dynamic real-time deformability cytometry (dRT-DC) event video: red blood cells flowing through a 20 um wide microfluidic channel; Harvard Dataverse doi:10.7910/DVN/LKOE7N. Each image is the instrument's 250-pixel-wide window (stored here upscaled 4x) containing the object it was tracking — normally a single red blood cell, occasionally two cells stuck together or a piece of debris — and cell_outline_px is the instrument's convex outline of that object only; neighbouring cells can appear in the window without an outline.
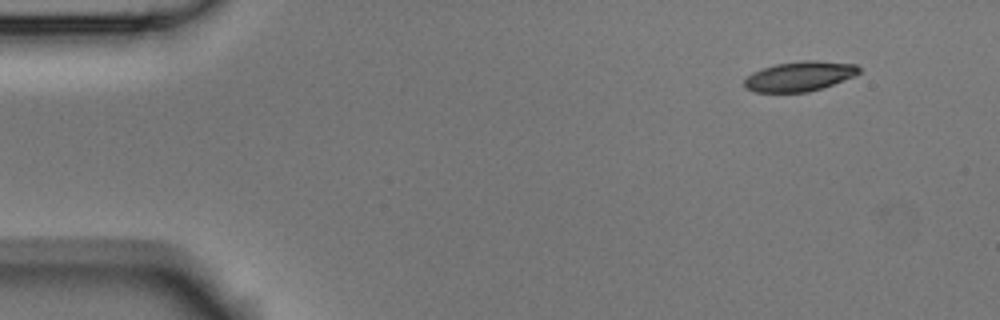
{"species": "Egyptian fruit bat (a non-hibernating species)", "species_latin": "Rousettus aegyptiacus", "temperature_condition": "room temperature", "stored_images_in_passage": 4, "camera_frame_rate_fps": 3000, "um_per_image_px": 0.085, "animal": {"sex": "male"}, "frame": {"image": 1, "passage_image": 1, "time_ms": 0.0, "image_size_px": [1000, 320], "cell_outline_px": [[860, 72], [856, 76], [808, 92], [756, 92], [744, 88], [744, 80], [752, 72], [776, 64], [804, 60], [816, 60], [856, 64], [860, 68]], "centroid_in_image_um": [67.97, 6.48], "position_along_channel_um": 17.0, "area_um2": 19.88}}
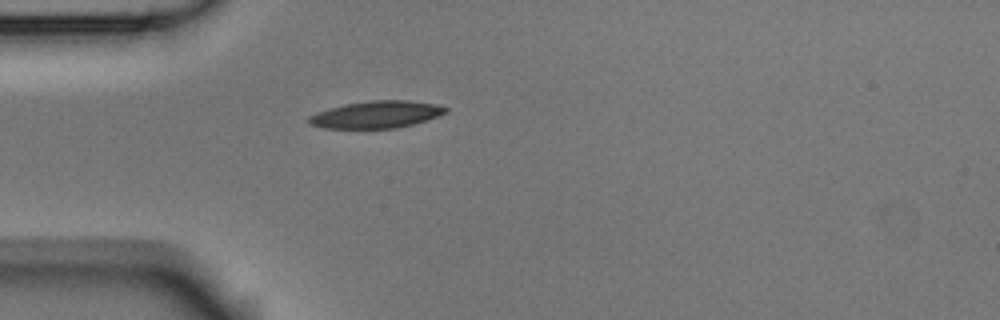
{"frame": {"image": 2, "passage_image": 4, "time_ms": 1.0, "image_size_px": [1000, 320], "cell_outline_px": [[448, 112], [412, 124], [396, 128], [324, 128], [312, 124], [308, 120], [308, 116], [316, 112], [344, 104], [372, 100], [408, 100], [436, 104], [448, 108]], "centroid_in_image_um": [31.98, 9.72], "position_along_channel_um": 53.0, "area_um2": 21.39}}